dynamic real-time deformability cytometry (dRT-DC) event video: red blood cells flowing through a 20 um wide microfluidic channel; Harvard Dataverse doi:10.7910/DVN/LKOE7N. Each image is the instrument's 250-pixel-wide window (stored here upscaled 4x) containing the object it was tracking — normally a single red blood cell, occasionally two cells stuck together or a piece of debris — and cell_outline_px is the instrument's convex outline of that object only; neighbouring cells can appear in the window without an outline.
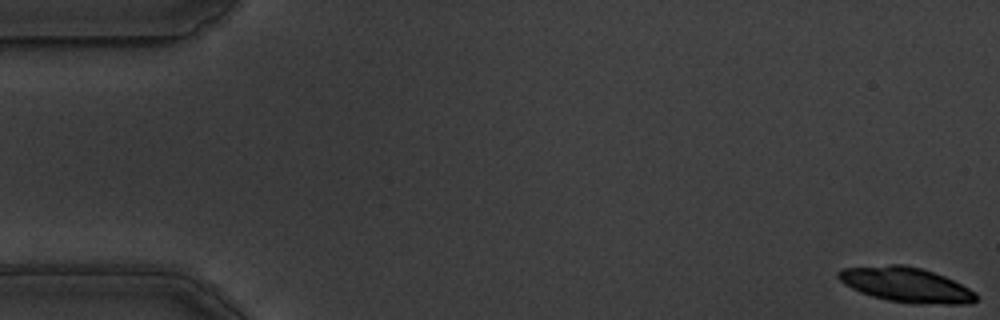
{"species": "common noctule bat (a hibernating species)", "species_latin": "Nyctalus noctula", "temperature_condition": "warm", "stored_images_in_passage": 22, "camera_frame_rate_fps": 3000, "um_per_image_px": 0.085, "animal": {"sex": "male", "body_mass_g": 19.5, "forearm_length_mm": 54.6}, "frame": {"image": 1, "passage_image": 1, "time_ms": 0.0, "image_size_px": [1000, 320], "cell_outline_px": [[976, 300], [972, 304], [912, 304], [888, 300], [872, 296], [860, 292], [844, 284], [836, 276], [836, 272], [840, 268], [888, 264], [904, 264], [920, 268], [944, 276], [976, 292]], "centroid_in_image_um": [76.99, 24.2], "position_along_channel_um": 8.0, "area_um2": 28.15}}